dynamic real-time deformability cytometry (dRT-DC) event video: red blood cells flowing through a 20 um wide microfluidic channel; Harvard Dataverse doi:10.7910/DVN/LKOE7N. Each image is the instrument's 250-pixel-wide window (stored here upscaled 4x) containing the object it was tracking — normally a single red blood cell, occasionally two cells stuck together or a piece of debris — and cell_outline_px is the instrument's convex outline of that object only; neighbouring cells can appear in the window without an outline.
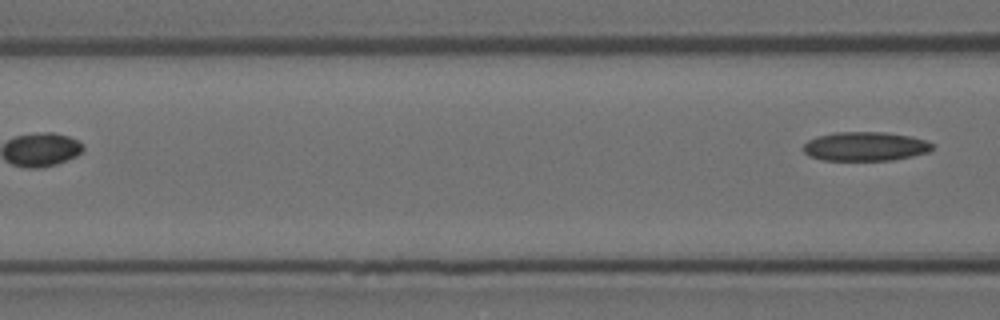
{"species": "Egyptian fruit bat (a non-hibernating species)", "species_latin": "Rousettus aegyptiacus", "temperature_condition": "room temperature", "stored_images_in_passage": 7, "camera_frame_rate_fps": 3000, "um_per_image_px": 0.085, "animal": {"sex": "female"}, "frame": {"image": 1, "passage_image": 7, "time_ms": 2.0, "image_size_px": [1000, 320], "cell_outline_px": [[932, 148], [928, 152], [912, 156], [892, 160], [824, 160], [808, 156], [804, 152], [804, 144], [808, 140], [816, 136], [836, 132], [884, 132], [908, 136], [924, 140], [932, 144]], "centroid_in_image_um": [73.5, 12.44], "position_along_channel_um": 93.1, "area_um2": 21.68}}